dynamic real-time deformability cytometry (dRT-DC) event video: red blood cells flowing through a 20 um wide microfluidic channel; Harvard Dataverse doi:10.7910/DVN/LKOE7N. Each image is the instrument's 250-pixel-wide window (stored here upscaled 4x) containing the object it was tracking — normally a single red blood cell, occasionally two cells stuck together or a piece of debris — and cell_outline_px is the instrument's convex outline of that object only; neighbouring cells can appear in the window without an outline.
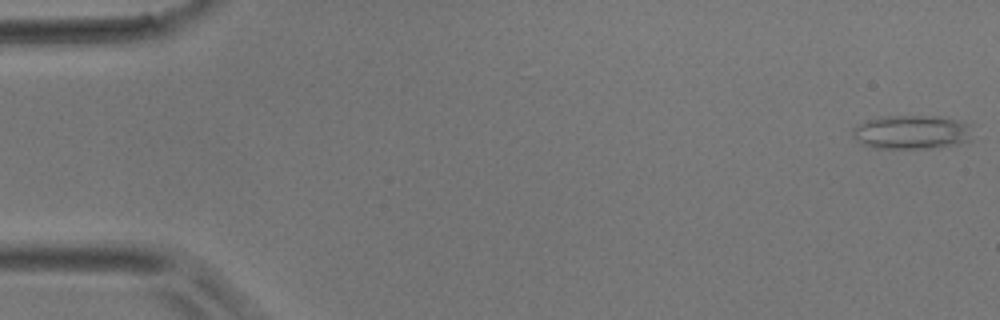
{"species": "common noctule bat (a hibernating species)", "species_latin": "Nyctalus noctula", "temperature_condition": "room temperature", "stored_images_in_passage": 4, "camera_frame_rate_fps": 3000, "um_per_image_px": 0.085, "animal": {"sex": "male", "body_mass_g": 17.9}, "frame": {"image": 1, "passage_image": 1, "time_ms": 0.0, "image_size_px": [1000, 320], "cell_outline_px": [[972, 140], [956, 144], [932, 148], [872, 148], [860, 144], [852, 136], [852, 128], [868, 120], [880, 116], [940, 116], [972, 124]], "centroid_in_image_um": [77.51, 11.23], "position_along_channel_um": 7.5, "area_um2": 24.04}}
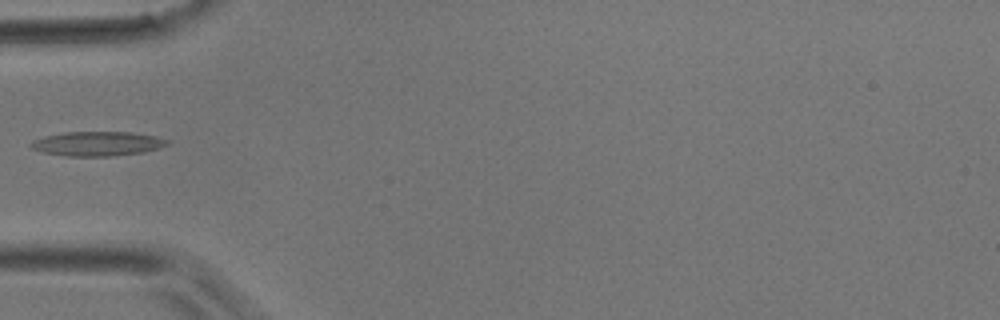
{"frame": {"image": 2, "passage_image": 4, "time_ms": 1.0, "image_size_px": [1000, 320], "cell_outline_px": [[168, 144], [144, 152], [112, 156], [68, 156], [44, 152], [32, 148], [28, 144], [44, 136], [64, 132], [132, 132], [156, 136], [168, 140]], "centroid_in_image_um": [8.28, 12.21], "position_along_channel_um": 76.7, "area_um2": 19.19}}